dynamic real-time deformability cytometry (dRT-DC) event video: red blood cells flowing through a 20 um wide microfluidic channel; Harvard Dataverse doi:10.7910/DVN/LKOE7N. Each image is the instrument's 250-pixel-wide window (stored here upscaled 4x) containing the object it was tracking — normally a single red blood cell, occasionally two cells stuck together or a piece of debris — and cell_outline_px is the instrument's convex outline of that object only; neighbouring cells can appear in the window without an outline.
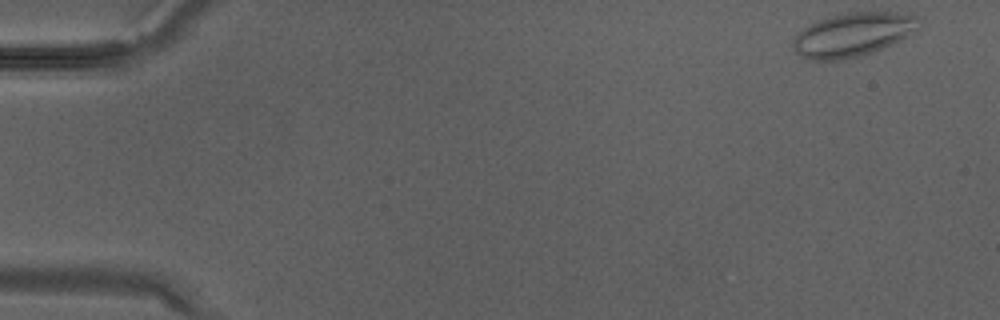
{"species": "Egyptian fruit bat (a non-hibernating species)", "species_latin": "Rousettus aegyptiacus", "temperature_condition": "warm", "stored_images_in_passage": 33, "camera_frame_rate_fps": 3000, "um_per_image_px": 0.085, "animal": {"sex": "male"}, "frame": {"image": 1, "passage_image": 1, "time_ms": 0.0, "image_size_px": [1000, 320], "cell_outline_px": [[920, 28], [908, 36], [900, 40], [860, 56], [836, 60], [812, 60], [800, 56], [792, 48], [792, 40], [804, 28], [820, 20], [832, 16], [848, 12], [896, 12], [916, 16]], "centroid_in_image_um": [72.49, 2.94], "position_along_channel_um": 12.5, "area_um2": 31.62}}
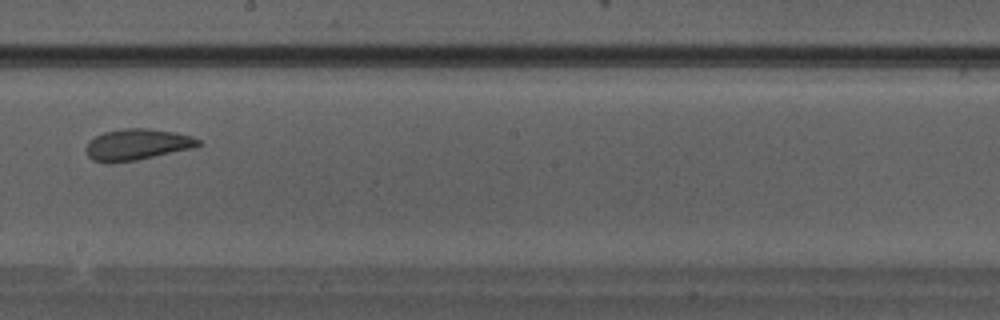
{"frame": {"image": 2, "passage_image": 19, "time_ms": 6.0, "image_size_px": [1000, 320], "cell_outline_px": [[200, 144], [196, 148], [136, 160], [112, 164], [108, 164], [92, 160], [88, 156], [84, 148], [88, 140], [104, 132], [124, 128], [148, 128], [176, 132], [192, 136], [200, 140]], "centroid_in_image_um": [11.63, 12.3], "position_along_channel_um": 236.6, "area_um2": 20.87}}